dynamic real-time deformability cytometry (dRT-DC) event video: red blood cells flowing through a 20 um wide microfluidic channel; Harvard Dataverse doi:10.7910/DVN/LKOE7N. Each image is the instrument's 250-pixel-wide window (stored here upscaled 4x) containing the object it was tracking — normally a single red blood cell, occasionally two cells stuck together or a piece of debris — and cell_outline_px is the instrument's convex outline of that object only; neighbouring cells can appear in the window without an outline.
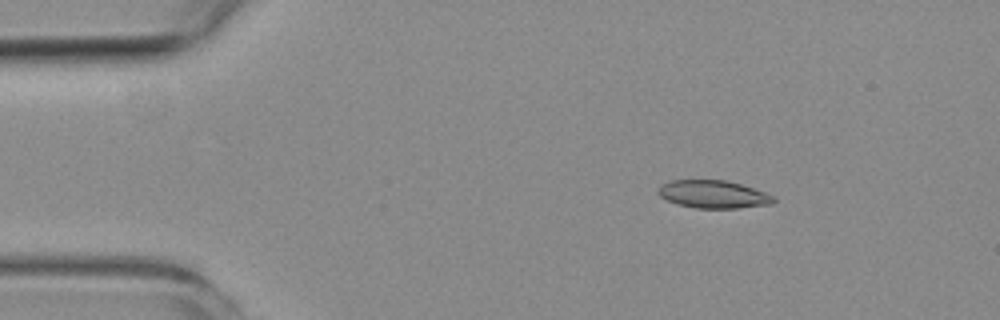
{"species": "common noctule bat (a hibernating species)", "species_latin": "Nyctalus noctula", "temperature_condition": "room temperature", "stored_images_in_passage": 4, "camera_frame_rate_fps": 3000, "um_per_image_px": 0.085, "animal": {"sex": "female", "body_mass_g": 19.3, "forearm_length_mm": 54.1}, "frame": {"image": 1, "passage_image": 2, "time_ms": 2.0, "image_size_px": [1000, 320], "cell_outline_px": [[776, 200], [772, 204], [740, 208], [696, 208], [676, 204], [660, 196], [656, 192], [656, 188], [660, 184], [672, 180], [724, 180], [740, 184], [776, 196]], "centroid_in_image_um": [60.61, 16.52], "position_along_channel_um": 24.4, "area_um2": 18.84}}